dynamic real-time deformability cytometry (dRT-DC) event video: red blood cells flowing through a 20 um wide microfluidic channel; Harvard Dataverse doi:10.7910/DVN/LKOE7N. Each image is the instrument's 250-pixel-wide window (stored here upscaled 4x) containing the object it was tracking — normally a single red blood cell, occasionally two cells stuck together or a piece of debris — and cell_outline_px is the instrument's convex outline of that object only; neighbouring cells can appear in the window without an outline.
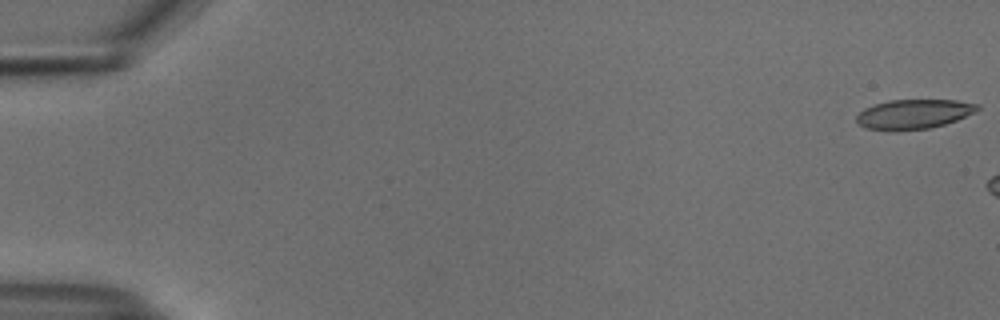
{"species": "common noctule bat (a hibernating species)", "species_latin": "Nyctalus noctula", "temperature_condition": "cold", "stored_images_in_passage": 14, "camera_frame_rate_fps": 3000, "um_per_image_px": 0.085, "animal": {"sex": "male", "body_mass_g": 18.8}, "frame": {"image": 1, "passage_image": 1, "time_ms": 0.0, "image_size_px": [1000, 320], "cell_outline_px": [[980, 108], [976, 112], [956, 120], [944, 124], [928, 128], [896, 132], [892, 132], [864, 128], [856, 120], [856, 116], [864, 108], [888, 100], [956, 100], [980, 104]], "centroid_in_image_um": [77.66, 9.71], "position_along_channel_um": 7.3, "area_um2": 21.1}}
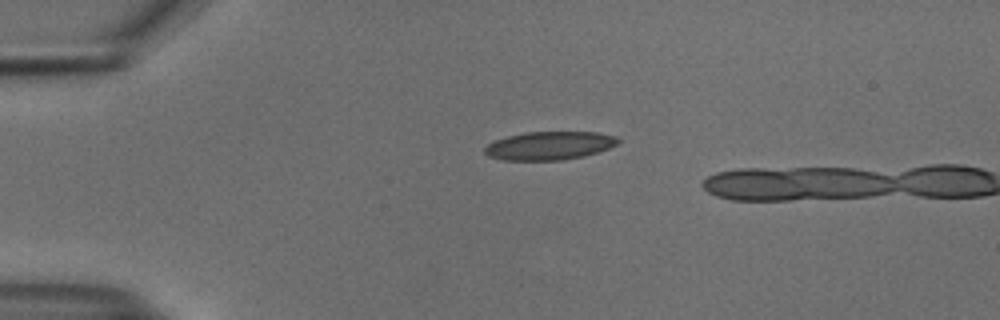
{"frame": {"image": 2, "passage_image": 13, "time_ms": 4.0, "image_size_px": [1000, 320], "cell_outline_px": [[620, 140], [616, 144], [608, 148], [584, 156], [564, 160], [504, 160], [488, 156], [484, 152], [484, 148], [488, 144], [496, 140], [508, 136], [528, 132], [596, 132], [616, 136]], "centroid_in_image_um": [46.69, 12.38], "position_along_channel_um": 38.3, "area_um2": 21.85}}